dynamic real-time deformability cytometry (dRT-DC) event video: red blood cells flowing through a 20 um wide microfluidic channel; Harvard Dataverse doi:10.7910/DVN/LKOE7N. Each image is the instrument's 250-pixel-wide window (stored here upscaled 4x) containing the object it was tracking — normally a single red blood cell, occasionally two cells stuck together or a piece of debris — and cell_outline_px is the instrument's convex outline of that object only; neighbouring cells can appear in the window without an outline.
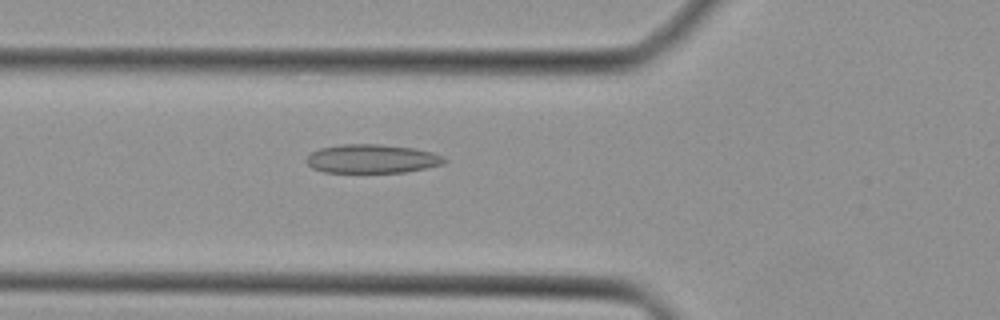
{"species": "Egyptian fruit bat (a non-hibernating species)", "species_latin": "Rousettus aegyptiacus", "temperature_condition": "cold", "stored_images_in_passage": 43, "camera_frame_rate_fps": 3000, "um_per_image_px": 0.085, "animal": {"sex": "female"}, "frame": {"image": 1, "passage_image": 16, "time_ms": 5.0, "image_size_px": [1000, 320], "cell_outline_px": [[448, 160], [444, 164], [404, 172], [324, 172], [312, 168], [304, 160], [308, 152], [320, 148], [340, 144], [380, 144], [412, 148], [432, 152], [444, 156]], "centroid_in_image_um": [31.58, 13.49], "position_along_channel_um": 94.2, "area_um2": 23.29}}
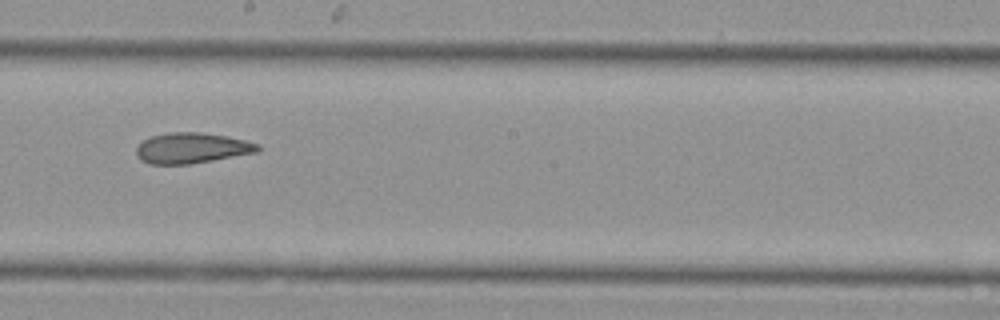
{"frame": {"image": 2, "passage_image": 25, "time_ms": 8.0, "image_size_px": [1000, 320], "cell_outline_px": [[260, 148], [256, 152], [192, 164], [148, 164], [140, 160], [136, 156], [136, 148], [144, 140], [152, 136], [168, 132], [200, 132], [228, 136], [260, 144]], "centroid_in_image_um": [16.28, 12.59], "position_along_channel_um": 231.9, "area_um2": 21.68}}
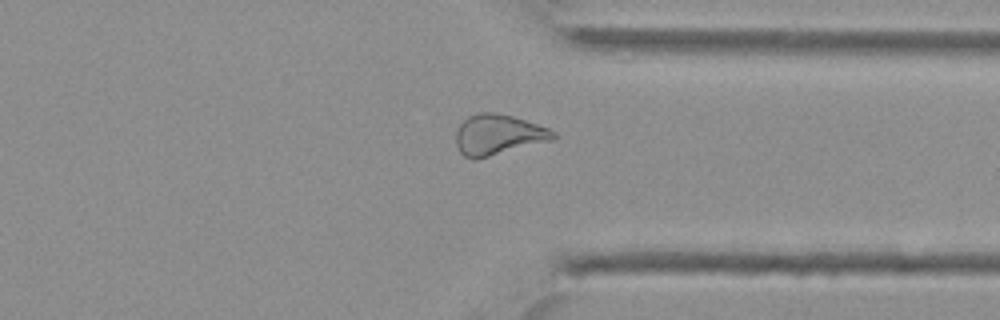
{"frame": {"image": 3, "passage_image": 34, "time_ms": 11.0, "image_size_px": [1000, 320], "cell_outline_px": [[556, 140], [472, 160], [464, 156], [460, 152], [456, 144], [456, 128], [468, 116], [476, 112], [492, 112], [512, 116], [548, 128], [556, 132]], "centroid_in_image_um": [42.34, 11.45], "position_along_channel_um": 369.1, "area_um2": 23.06}}